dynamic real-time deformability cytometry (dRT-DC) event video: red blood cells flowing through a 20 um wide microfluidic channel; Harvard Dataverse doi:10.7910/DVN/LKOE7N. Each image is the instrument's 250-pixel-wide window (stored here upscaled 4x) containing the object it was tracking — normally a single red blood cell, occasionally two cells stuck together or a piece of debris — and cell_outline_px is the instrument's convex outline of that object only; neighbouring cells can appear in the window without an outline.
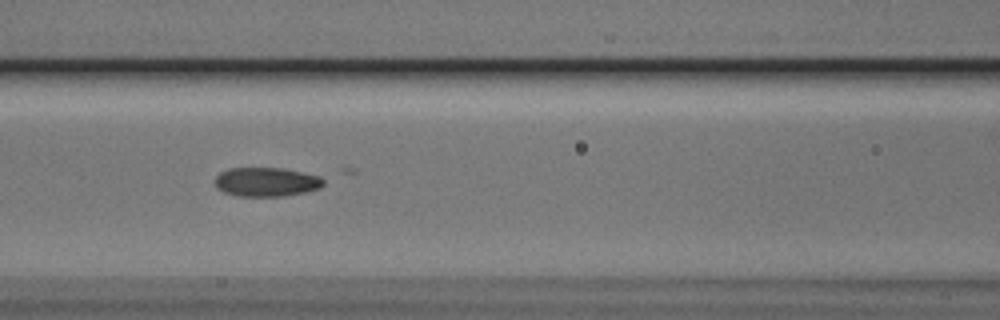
{"species": "Egyptian fruit bat (a non-hibernating species)", "species_latin": "Rousettus aegyptiacus", "temperature_condition": "cold", "stored_images_in_passage": 27, "camera_frame_rate_fps": 3000, "um_per_image_px": 0.085, "animal": {"sex": "male"}, "frame": {"image": 1, "passage_image": 11, "time_ms": 3.333, "image_size_px": [1000, 320], "cell_outline_px": [[324, 184], [320, 188], [304, 192], [284, 196], [236, 196], [224, 192], [216, 188], [212, 180], [220, 172], [228, 168], [284, 168], [320, 176], [324, 180]], "centroid_in_image_um": [22.6, 15.46], "position_along_channel_um": 144.0, "area_um2": 18.61}}